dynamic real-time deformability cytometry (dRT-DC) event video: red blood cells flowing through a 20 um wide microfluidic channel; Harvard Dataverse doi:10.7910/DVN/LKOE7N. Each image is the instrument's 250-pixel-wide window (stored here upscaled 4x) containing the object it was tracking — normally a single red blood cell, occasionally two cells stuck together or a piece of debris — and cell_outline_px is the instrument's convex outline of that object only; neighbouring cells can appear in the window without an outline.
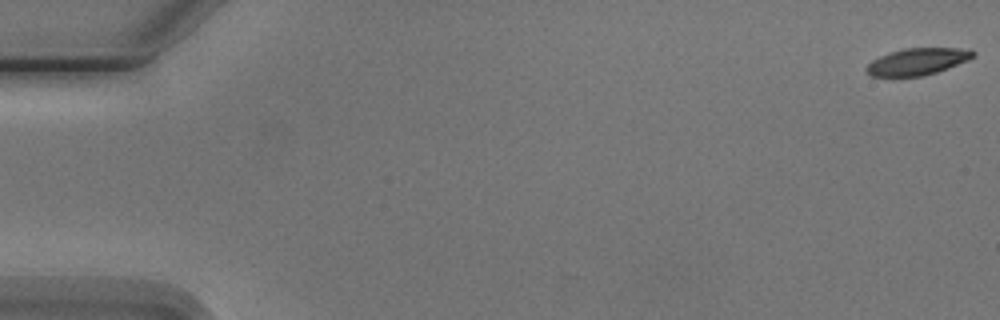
{"species": "Egyptian fruit bat (a non-hibernating species)", "species_latin": "Rousettus aegyptiacus", "temperature_condition": "cold", "stored_images_in_passage": 5, "camera_frame_rate_fps": 3000, "um_per_image_px": 0.085, "animal": {"sex": "male"}, "frame": {"image": 1, "passage_image": 1, "time_ms": 0.0, "image_size_px": [1000, 320], "cell_outline_px": [[976, 56], [968, 60], [948, 68], [924, 76], [872, 76], [864, 68], [872, 60], [888, 52], [904, 48], [968, 48], [976, 52]], "centroid_in_image_um": [78.01, 5.22], "position_along_channel_um": 7.0, "area_um2": 16.76}}
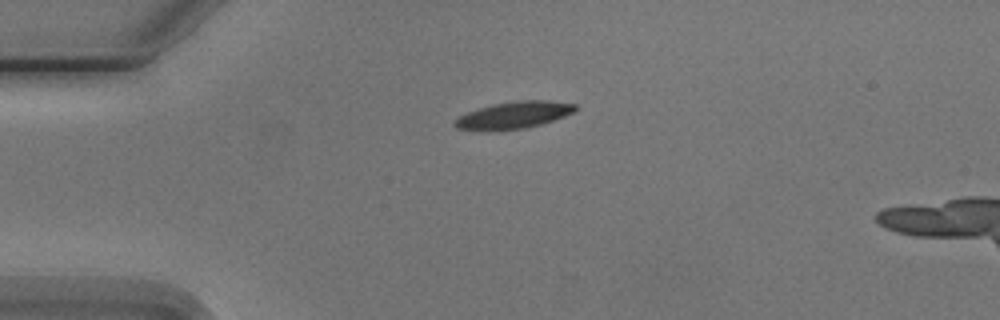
{"frame": {"image": 2, "passage_image": 4, "time_ms": 4.333, "image_size_px": [1000, 320], "cell_outline_px": [[580, 108], [576, 112], [540, 124], [524, 128], [488, 132], [484, 132], [456, 128], [452, 124], [452, 120], [468, 112], [492, 104], [516, 100], [548, 100], [576, 104]], "centroid_in_image_um": [43.65, 9.79], "position_along_channel_um": 41.4, "area_um2": 19.36}}